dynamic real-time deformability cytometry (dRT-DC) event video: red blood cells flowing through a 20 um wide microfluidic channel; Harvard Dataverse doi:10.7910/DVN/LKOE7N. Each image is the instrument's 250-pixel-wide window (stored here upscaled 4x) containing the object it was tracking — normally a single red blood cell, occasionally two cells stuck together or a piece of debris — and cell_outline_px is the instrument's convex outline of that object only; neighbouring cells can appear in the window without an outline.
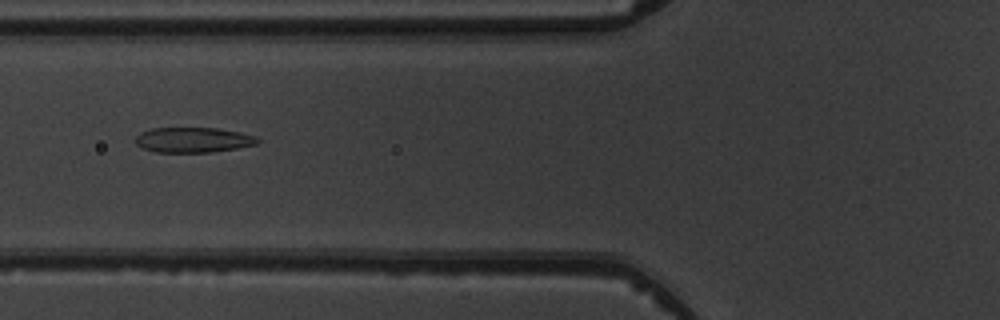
{"species": "common noctule bat (a hibernating species)", "species_latin": "Nyctalus noctula", "temperature_condition": "warm", "stored_images_in_passage": 6, "camera_frame_rate_fps": 3000, "um_per_image_px": 0.085, "animal": {"sex": "male", "body_mass_g": 19.5, "forearm_length_mm": 54.6}, "frame": {"image": 1, "passage_image": 6, "time_ms": 5.667, "image_size_px": [1000, 320], "cell_outline_px": [[260, 140], [256, 144], [236, 148], [212, 152], [156, 152], [144, 148], [136, 144], [136, 136], [140, 132], [152, 128], [216, 128], [240, 132], [256, 136]], "centroid_in_image_um": [16.42, 11.89], "position_along_channel_um": 109.4, "area_um2": 17.8}}